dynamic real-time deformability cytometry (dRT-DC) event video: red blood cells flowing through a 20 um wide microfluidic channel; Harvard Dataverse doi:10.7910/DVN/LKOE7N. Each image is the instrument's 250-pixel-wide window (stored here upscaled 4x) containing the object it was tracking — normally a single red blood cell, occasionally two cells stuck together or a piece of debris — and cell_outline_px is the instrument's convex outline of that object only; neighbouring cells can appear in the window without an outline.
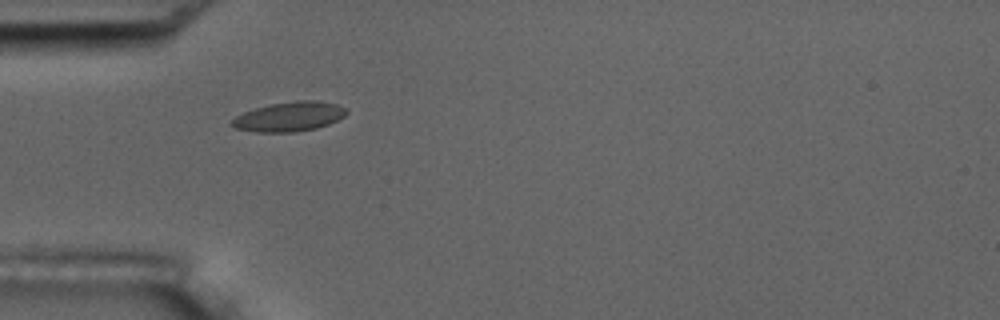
{"species": "common noctule bat (a hibernating species)", "species_latin": "Nyctalus noctula", "temperature_condition": "room temperature", "stored_images_in_passage": 5, "camera_frame_rate_fps": 3000, "um_per_image_px": 0.085, "animal": {"sex": "male", "body_mass_g": 17.5, "forearm_length_mm": 52.3}, "frame": {"image": 1, "passage_image": 4, "time_ms": 4.333, "image_size_px": [1000, 320], "cell_outline_px": [[348, 112], [344, 116], [328, 124], [316, 128], [292, 132], [256, 132], [236, 128], [228, 124], [236, 116], [244, 112], [256, 108], [272, 104], [296, 100], [312, 100], [336, 104], [344, 108]], "centroid_in_image_um": [24.56, 9.91], "position_along_channel_um": 60.4, "area_um2": 19.48}}